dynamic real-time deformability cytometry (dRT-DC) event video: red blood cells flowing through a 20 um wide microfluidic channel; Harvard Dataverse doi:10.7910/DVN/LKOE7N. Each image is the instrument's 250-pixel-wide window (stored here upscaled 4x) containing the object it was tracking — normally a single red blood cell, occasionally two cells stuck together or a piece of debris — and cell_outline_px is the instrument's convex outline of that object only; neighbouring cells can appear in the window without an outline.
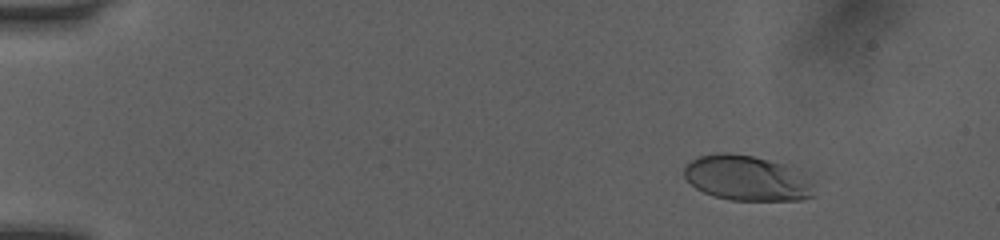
{"species": "human", "species_latin": "Homo sapiens", "temperature_condition": "room temperature", "stored_images_in_passage": 53, "camera_frame_rate_fps": 3000, "um_per_image_px": 0.085, "donor": {"sex": "female"}, "frame": {"image": 1, "passage_image": 8, "time_ms": 2.333, "image_size_px": [1000, 240], "cell_outline_px": [[812, 196], [800, 200], [732, 200], [712, 196], [696, 188], [684, 176], [684, 168], [696, 156], [716, 152], [728, 152], [752, 156], [800, 168], [808, 172], [812, 184]], "centroid_in_image_um": [63.53, 15.12], "position_along_channel_um": 21.5, "area_um2": 34.68}}
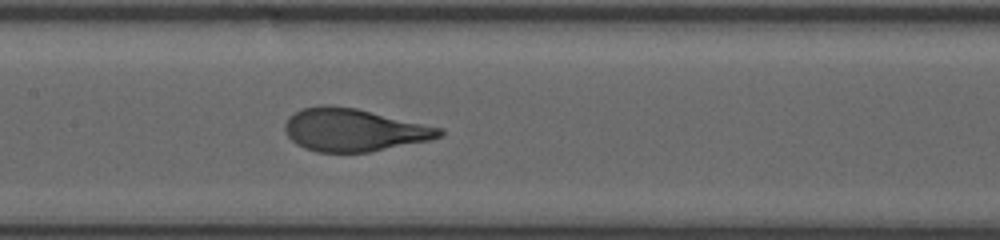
{"frame": {"image": 2, "passage_image": 28, "time_ms": 9.0, "image_size_px": [1000, 240], "cell_outline_px": [[444, 132], [440, 136], [432, 140], [368, 152], [316, 152], [304, 148], [296, 144], [288, 136], [284, 128], [284, 124], [288, 116], [304, 108], [320, 104], [328, 104], [356, 108], [444, 128]], "centroid_in_image_um": [30.07, 11.04], "position_along_channel_um": 177.3, "area_um2": 38.67}}
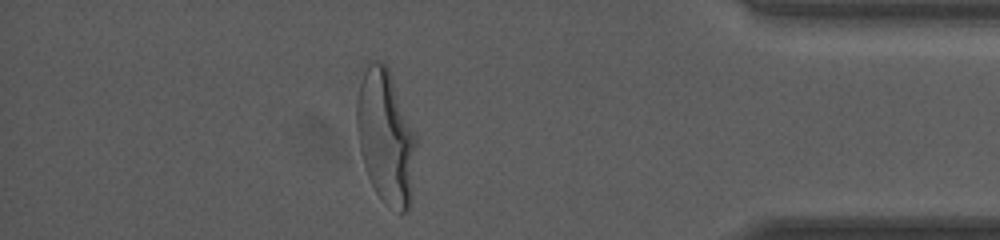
{"frame": {"image": 3, "passage_image": 47, "time_ms": 15.333, "image_size_px": [1000, 240], "cell_outline_px": [[416, 144], [412, 200], [408, 208], [404, 212], [400, 212], [384, 204], [376, 192], [368, 176], [360, 152], [356, 128], [356, 100], [364, 60], [380, 60], [388, 68], [416, 136]], "centroid_in_image_um": [32.76, 11.6], "position_along_channel_um": 402.4, "area_um2": 46.82}, "authors_computed_cell_mechanics": {"area_um2": 38.3792, "velocity_mm_per_s": 4.0486, "shape_relaxation_time_tau1_ms": 3.9743, "shape_relaxation_time_tau2_ms": null, "deformation_change_tau1": 0.2091, "deformation_change_tau2": null}}